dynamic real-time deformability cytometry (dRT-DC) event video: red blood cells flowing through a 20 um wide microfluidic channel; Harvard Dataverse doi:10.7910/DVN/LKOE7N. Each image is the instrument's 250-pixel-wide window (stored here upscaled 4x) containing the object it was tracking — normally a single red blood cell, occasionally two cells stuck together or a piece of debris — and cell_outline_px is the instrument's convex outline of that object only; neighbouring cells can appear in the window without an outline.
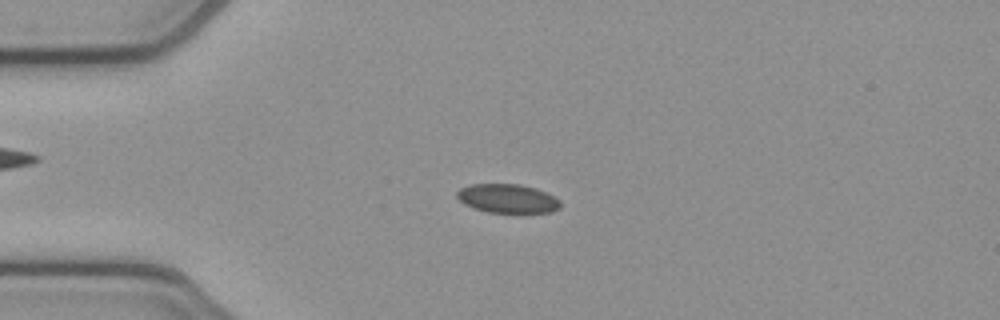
{"species": "common noctule bat (a hibernating species)", "species_latin": "Nyctalus noctula", "temperature_condition": "cold", "stored_images_in_passage": 53, "camera_frame_rate_fps": 3000, "um_per_image_px": 0.085, "animal": {"sex": "female", "body_mass_g": 21.9}, "frame": {"image": 1, "passage_image": 13, "time_ms": 4.0, "image_size_px": [1000, 320], "cell_outline_px": [[560, 208], [552, 212], [488, 212], [472, 208], [464, 204], [456, 196], [456, 192], [460, 188], [472, 184], [520, 184], [536, 188], [560, 200]], "centroid_in_image_um": [43.11, 16.87], "position_along_channel_um": 41.9, "area_um2": 17.34}}
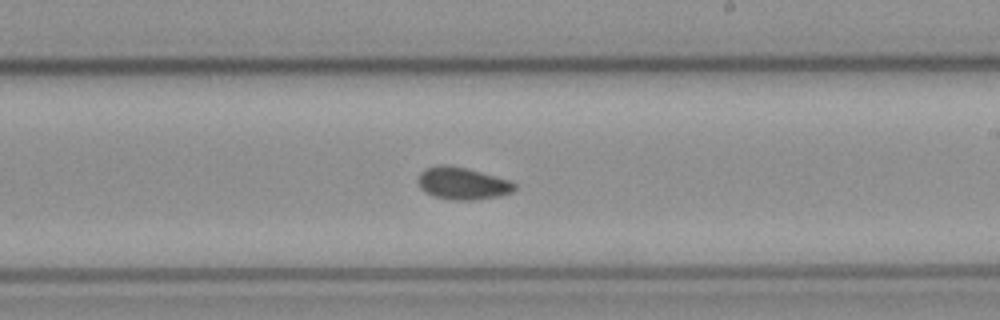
{"frame": {"image": 2, "passage_image": 31, "time_ms": 10.0, "image_size_px": [1000, 320], "cell_outline_px": [[516, 188], [512, 192], [500, 196], [472, 200], [452, 200], [432, 196], [424, 192], [420, 188], [416, 180], [420, 172], [424, 168], [440, 164], [448, 164], [468, 168], [508, 180], [516, 184]], "centroid_in_image_um": [39.25, 15.58], "position_along_channel_um": 249.7, "area_um2": 18.44}}
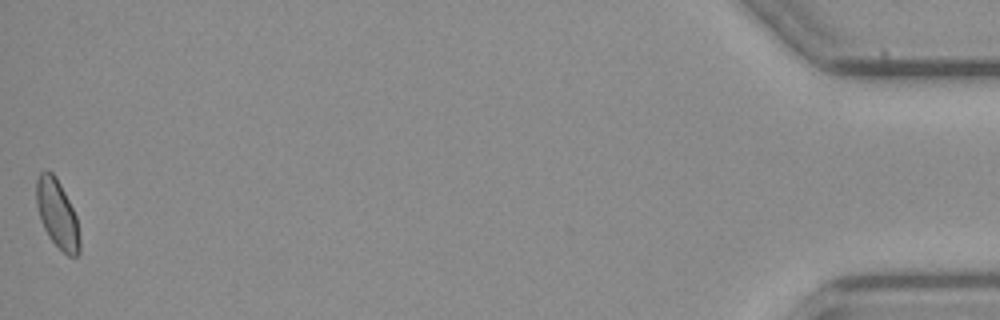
{"frame": {"image": 3, "passage_image": 53, "time_ms": 17.333, "image_size_px": [1000, 320], "cell_outline_px": [[80, 252], [76, 256], [68, 256], [48, 236], [44, 228], [36, 204], [36, 180], [40, 172], [44, 168], [52, 172], [56, 176], [76, 216], [80, 240]], "centroid_in_image_um": [4.86, 18.15], "position_along_channel_um": 430.3, "area_um2": 17.11}, "authors_computed_cell_mechanics": {"area_um2": 17.8602, "velocity_mm_per_s": 3.8561, "shape_relaxation_time_tau1_ms": null, "shape_relaxation_time_tau2_ms": 2.0803, "deformation_change_tau1": null, "deformation_change_tau2": 0.0511}}